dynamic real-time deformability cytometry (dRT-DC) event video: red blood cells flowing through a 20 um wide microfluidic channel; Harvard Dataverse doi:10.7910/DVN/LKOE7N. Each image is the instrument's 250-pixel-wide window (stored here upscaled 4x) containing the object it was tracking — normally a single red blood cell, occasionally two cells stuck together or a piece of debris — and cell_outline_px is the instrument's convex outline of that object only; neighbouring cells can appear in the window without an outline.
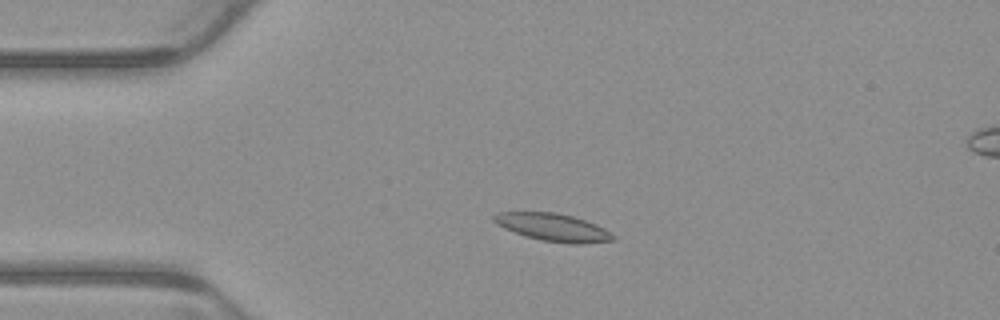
{"species": "common noctule bat (a hibernating species)", "species_latin": "Nyctalus noctula", "temperature_condition": "warm", "stored_images_in_passage": 5, "segment_of_instrument_passage": [1, 2], "camera_frame_rate_fps": 3000, "um_per_image_px": 0.085, "animal": {"sex": "male", "body_mass_g": 23.1, "forearm_length_mm": 52.7}, "frame": {"image": 1, "passage_image": 3, "time_ms": 0.667, "image_size_px": [1000, 320], "cell_outline_px": [[616, 240], [576, 244], [568, 244], [540, 240], [504, 228], [496, 224], [492, 220], [492, 216], [496, 212], [556, 212], [572, 216], [596, 224], [604, 228], [616, 236]], "centroid_in_image_um": [47.01, 19.32], "position_along_channel_um": 38.0, "area_um2": 19.19}}